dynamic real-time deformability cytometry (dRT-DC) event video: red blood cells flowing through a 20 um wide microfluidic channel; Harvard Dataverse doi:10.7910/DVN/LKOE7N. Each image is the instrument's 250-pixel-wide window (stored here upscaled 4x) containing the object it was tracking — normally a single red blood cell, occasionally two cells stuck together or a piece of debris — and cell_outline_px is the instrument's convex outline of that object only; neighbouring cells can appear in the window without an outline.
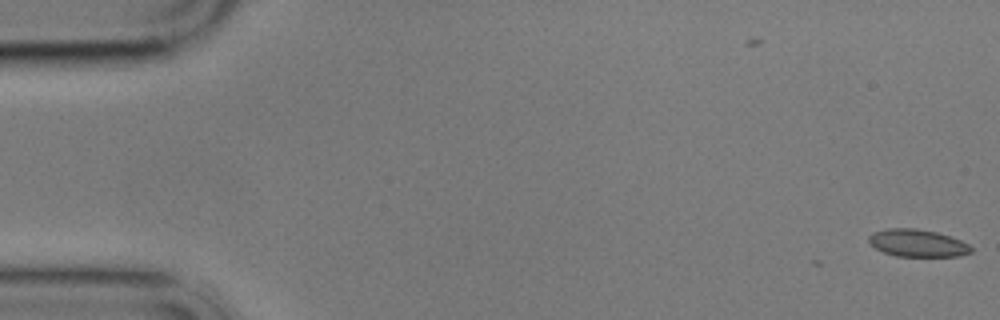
{"species": "common noctule bat (a hibernating species)", "species_latin": "Nyctalus noctula", "temperature_condition": "cold", "stored_images_in_passage": 2, "camera_frame_rate_fps": 3000, "um_per_image_px": 0.085, "animal": {"sex": "male", "body_mass_g": 17.9}, "frame": {"image": 1, "passage_image": 2, "time_ms": 1.0, "image_size_px": [1000, 320], "cell_outline_px": [[972, 252], [960, 256], [896, 256], [884, 252], [876, 248], [868, 240], [868, 236], [872, 232], [888, 228], [916, 228], [936, 232], [960, 240], [968, 244], [972, 248]], "centroid_in_image_um": [77.98, 20.66], "position_along_channel_um": 7.0, "area_um2": 16.24}}